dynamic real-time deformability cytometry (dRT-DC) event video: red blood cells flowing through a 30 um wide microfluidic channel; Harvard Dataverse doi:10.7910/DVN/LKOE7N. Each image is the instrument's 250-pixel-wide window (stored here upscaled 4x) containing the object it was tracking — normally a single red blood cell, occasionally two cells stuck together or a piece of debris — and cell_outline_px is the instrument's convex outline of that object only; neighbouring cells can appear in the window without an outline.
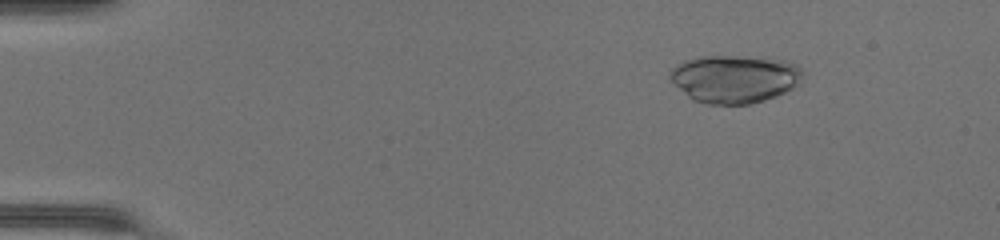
{"species": "common noctule bat (a hibernating species)", "species_latin": "Nyctalus noctula", "temperature_condition": "warm", "stored_images_in_passage": 48, "camera_frame_rate_fps": 3000, "um_per_image_px": 0.085, "animal": {"sex": "female", "body_mass_g": 17.0, "forearm_length_mm": 48.0}, "frame": {"image": 1, "passage_image": 7, "time_ms": 2.0, "image_size_px": [1000, 240], "cell_outline_px": [[804, 72], [796, 84], [792, 88], [776, 96], [764, 100], [748, 104], [704, 104], [692, 100], [668, 76], [672, 68], [676, 64], [684, 60], [700, 56], [732, 56], [784, 60], [796, 64]], "centroid_in_image_um": [62.41, 6.7], "position_along_channel_um": 22.6, "area_um2": 36.76}}
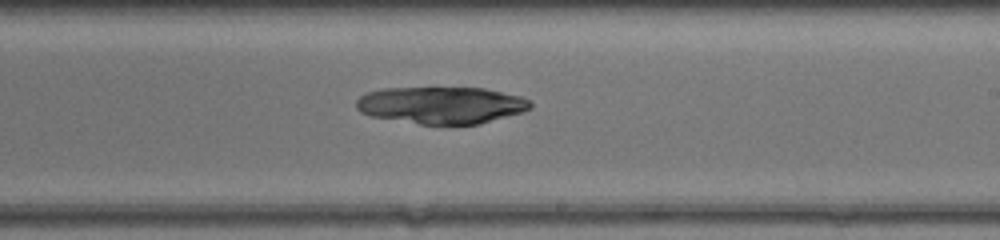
{"frame": {"image": 2, "passage_image": 30, "time_ms": 9.667, "image_size_px": [1000, 240], "cell_outline_px": [[532, 108], [524, 112], [480, 124], [420, 124], [372, 116], [360, 112], [356, 108], [356, 100], [360, 96], [368, 92], [380, 88], [484, 88], [524, 96], [532, 100]], "centroid_in_image_um": [37.58, 8.93], "position_along_channel_um": 251.4, "area_um2": 37.86}}
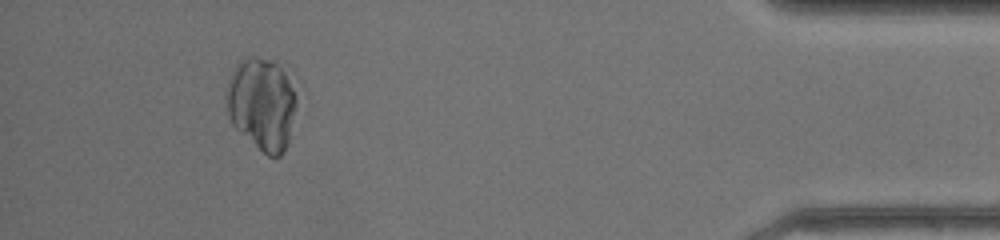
{"frame": {"image": 3, "passage_image": 45, "time_ms": 14.667, "image_size_px": [1000, 240], "cell_outline_px": [[296, 104], [288, 144], [284, 152], [276, 160], [268, 156], [240, 132], [232, 124], [228, 116], [228, 80], [232, 72], [240, 60], [248, 56], [272, 60], [284, 72], [296, 96]], "centroid_in_image_um": [22.26, 8.87], "position_along_channel_um": 412.9, "area_um2": 37.17}}